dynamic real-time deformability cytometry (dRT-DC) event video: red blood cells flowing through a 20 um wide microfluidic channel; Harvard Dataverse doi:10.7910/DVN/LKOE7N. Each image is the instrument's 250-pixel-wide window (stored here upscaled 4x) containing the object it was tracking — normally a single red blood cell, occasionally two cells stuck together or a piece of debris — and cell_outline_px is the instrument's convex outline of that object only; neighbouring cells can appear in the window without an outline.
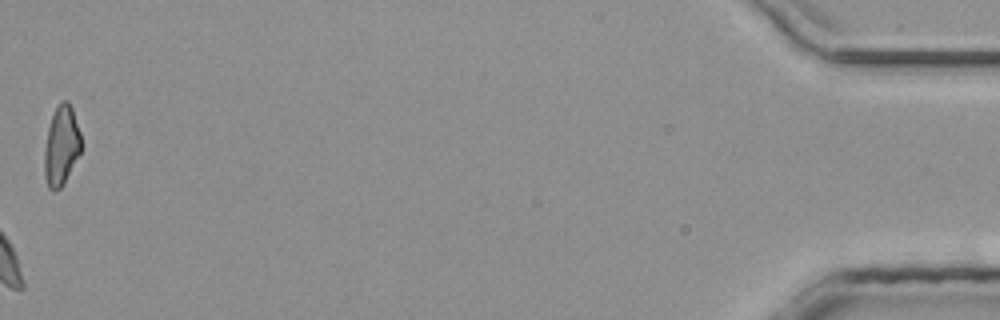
{"species": "common noctule bat (a hibernating species)", "species_latin": "Nyctalus noctula", "temperature_condition": "room temperature", "stored_images_in_passage": 35, "camera_frame_rate_fps": 3000, "um_per_image_px": 0.085, "animal": {"sex": "male", "body_mass_g": 20.4}, "frame": {"image": 1, "passage_image": 35, "time_ms": 11.333, "image_size_px": [1000, 320], "cell_outline_px": [[84, 148], [60, 188], [56, 192], [52, 192], [48, 188], [44, 176], [44, 152], [48, 128], [52, 116], [60, 100], [68, 100], [72, 108], [80, 132]], "centroid_in_image_um": [5.23, 12.4], "position_along_channel_um": 430.0, "area_um2": 17.34}}